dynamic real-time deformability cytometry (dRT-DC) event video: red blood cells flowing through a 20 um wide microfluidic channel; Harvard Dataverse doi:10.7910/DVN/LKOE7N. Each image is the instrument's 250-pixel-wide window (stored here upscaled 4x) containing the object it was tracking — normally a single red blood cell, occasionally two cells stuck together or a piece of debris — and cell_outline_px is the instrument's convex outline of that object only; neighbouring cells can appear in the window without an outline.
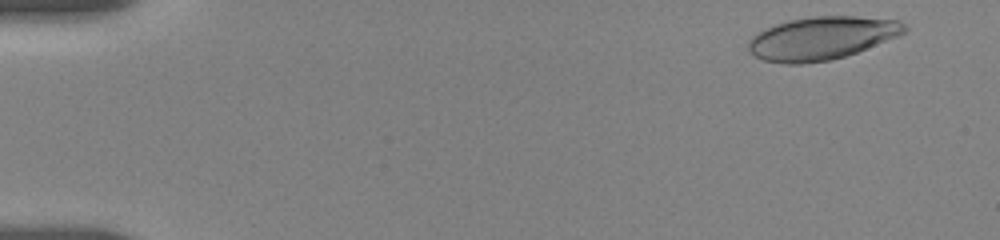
{"species": "human", "species_latin": "Homo sapiens", "temperature_condition": "room temperature", "stored_images_in_passage": 45, "camera_frame_rate_fps": 3000, "um_per_image_px": 0.085, "donor": {"sex": "female"}, "frame": {"image": 1, "passage_image": 6, "time_ms": 0.667, "image_size_px": [1000, 240], "cell_outline_px": [[908, 28], [900, 36], [856, 52], [844, 56], [828, 60], [800, 64], [788, 64], [764, 60], [748, 52], [748, 44], [752, 36], [764, 28], [776, 24], [792, 20], [816, 16], [852, 16], [896, 20], [904, 24]], "centroid_in_image_um": [69.83, 3.25], "position_along_channel_um": 15.2, "area_um2": 38.78}}
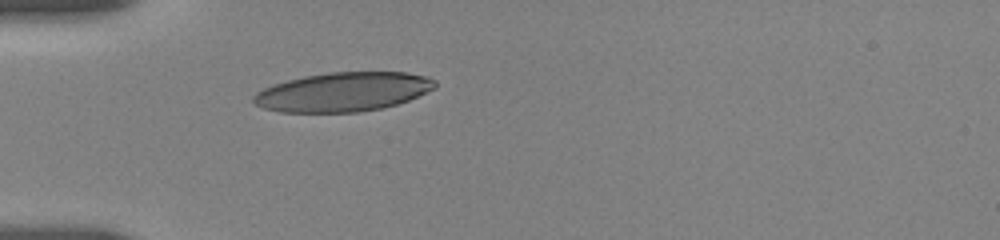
{"frame": {"image": 2, "passage_image": 32, "time_ms": 5.0, "image_size_px": [1000, 240], "cell_outline_px": [[436, 88], [408, 100], [396, 104], [380, 108], [356, 112], [280, 112], [264, 108], [256, 104], [252, 100], [252, 96], [256, 92], [272, 84], [304, 76], [328, 72], [408, 72], [428, 76], [436, 80]], "centroid_in_image_um": [29.17, 7.8], "position_along_channel_um": 55.8, "area_um2": 41.44}}
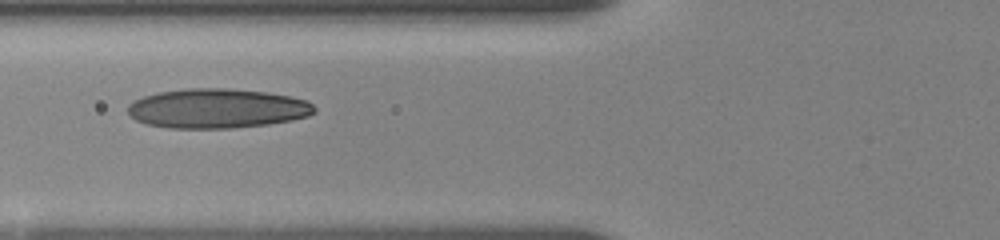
{"frame": {"image": 3, "passage_image": 44, "time_ms": 6.667, "image_size_px": [1000, 240], "cell_outline_px": [[316, 112], [308, 116], [292, 120], [268, 124], [232, 128], [168, 128], [148, 124], [136, 120], [128, 112], [128, 104], [144, 96], [160, 92], [184, 88], [228, 88], [264, 92], [288, 96], [308, 100], [316, 108]], "centroid_in_image_um": [18.48, 9.22], "position_along_channel_um": 107.3, "area_um2": 42.95}}